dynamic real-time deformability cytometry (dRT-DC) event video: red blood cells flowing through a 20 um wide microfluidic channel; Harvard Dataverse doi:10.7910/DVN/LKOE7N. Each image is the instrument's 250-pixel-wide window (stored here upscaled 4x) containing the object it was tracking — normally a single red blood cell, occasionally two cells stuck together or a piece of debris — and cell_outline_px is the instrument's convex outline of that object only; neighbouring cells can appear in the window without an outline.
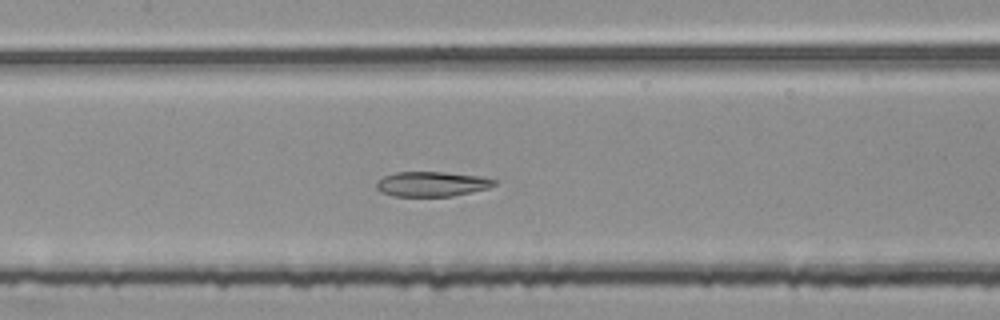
{"species": "common noctule bat (a hibernating species)", "species_latin": "Nyctalus noctula", "temperature_condition": "room temperature", "stored_images_in_passage": 54, "segment_of_instrument_passage": [2, 2], "camera_frame_rate_fps": 3000, "um_per_image_px": 0.085, "animal": {"sex": "female", "body_mass_g": 25.1}, "frame": {"image": 1, "passage_image": 26, "time_ms": 8.333, "image_size_px": [1000, 320], "cell_outline_px": [[496, 184], [488, 188], [472, 192], [452, 196], [392, 196], [380, 192], [376, 188], [376, 184], [384, 176], [396, 172], [444, 172], [484, 176], [496, 180]], "centroid_in_image_um": [36.73, 15.64], "position_along_channel_um": 170.7, "area_um2": 17.17}}
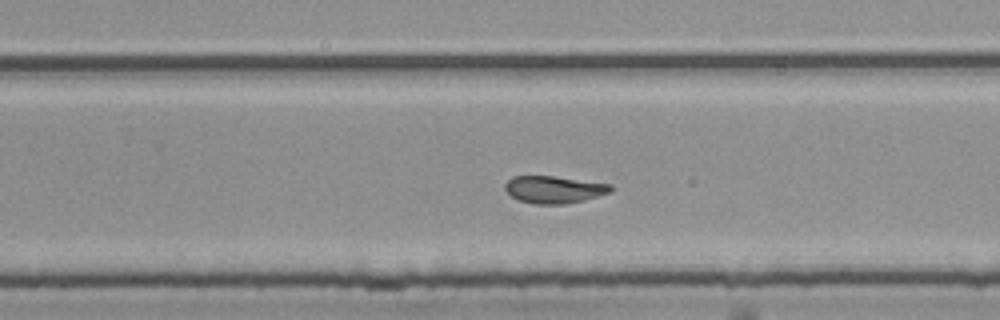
{"frame": {"image": 2, "passage_image": 35, "time_ms": 11.333, "image_size_px": [1000, 320], "cell_outline_px": [[612, 192], [584, 200], [564, 204], [536, 204], [516, 200], [504, 188], [504, 184], [512, 176], [552, 176], [612, 184]], "centroid_in_image_um": [47.08, 16.11], "position_along_channel_um": 282.7, "area_um2": 16.82}}
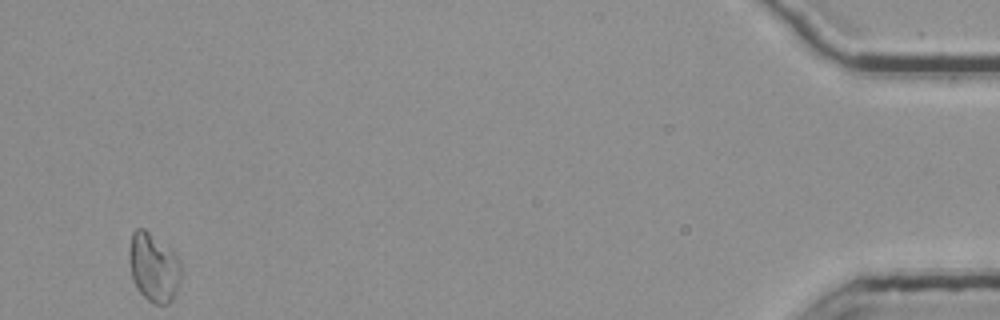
{"frame": {"image": 3, "passage_image": 53, "time_ms": 17.333, "image_size_px": [1000, 320], "cell_outline_px": [[180, 276], [176, 292], [172, 300], [168, 304], [156, 304], [148, 300], [136, 288], [132, 280], [128, 256], [132, 232], [136, 228], [144, 228], [176, 252], [180, 260]], "centroid_in_image_um": [13.05, 22.71], "position_along_channel_um": 422.1, "area_um2": 20.98}}